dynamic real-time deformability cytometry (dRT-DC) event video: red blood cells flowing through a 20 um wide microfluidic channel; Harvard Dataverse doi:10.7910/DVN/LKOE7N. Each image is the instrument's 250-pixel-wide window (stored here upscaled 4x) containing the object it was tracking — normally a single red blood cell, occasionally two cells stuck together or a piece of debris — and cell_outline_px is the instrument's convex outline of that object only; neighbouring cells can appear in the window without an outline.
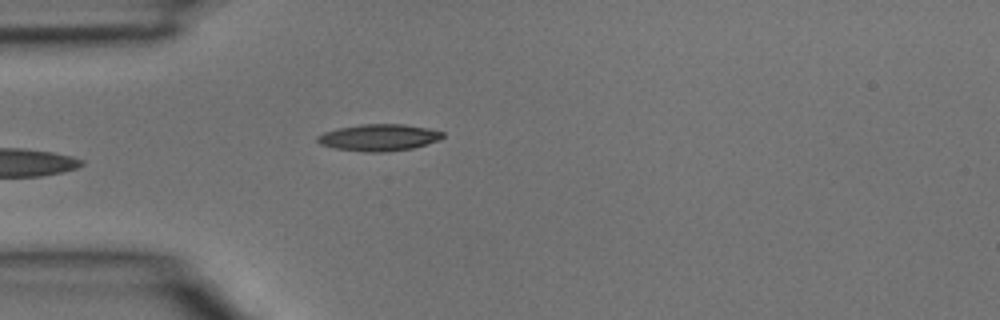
{"species": "common noctule bat (a hibernating species)", "species_latin": "Nyctalus noctula", "temperature_condition": "room temperature", "stored_images_in_passage": 4, "camera_frame_rate_fps": 3000, "um_per_image_px": 0.085, "animal": {"sex": "male", "body_mass_g": 15.6}, "frame": {"image": 1, "passage_image": 4, "time_ms": 1.0, "image_size_px": [1000, 320], "cell_outline_px": [[444, 136], [436, 140], [412, 148], [384, 152], [364, 152], [336, 148], [320, 144], [316, 140], [316, 136], [324, 132], [340, 128], [364, 124], [404, 124], [428, 128], [444, 132]], "centroid_in_image_um": [32.18, 11.68], "position_along_channel_um": 52.8, "area_um2": 19.25}}